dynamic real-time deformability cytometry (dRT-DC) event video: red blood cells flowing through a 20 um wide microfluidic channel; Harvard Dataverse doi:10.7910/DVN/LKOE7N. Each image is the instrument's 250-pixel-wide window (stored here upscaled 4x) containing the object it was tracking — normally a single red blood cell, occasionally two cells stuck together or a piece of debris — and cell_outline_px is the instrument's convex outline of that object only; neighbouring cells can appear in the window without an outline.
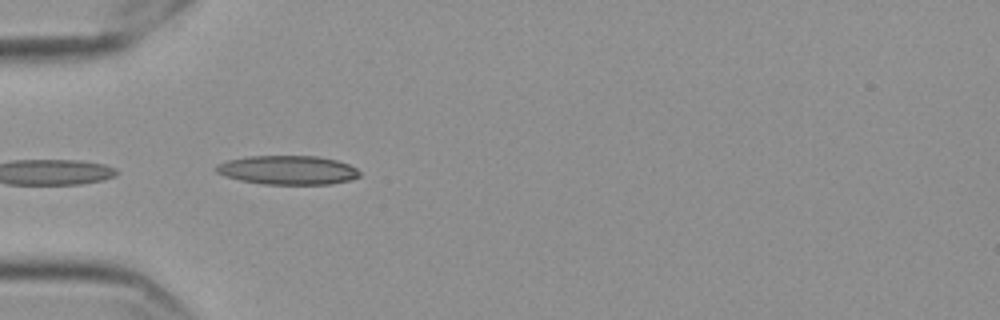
{"species": "Egyptian fruit bat (a non-hibernating species)", "species_latin": "Rousettus aegyptiacus", "temperature_condition": "cold", "stored_images_in_passage": 39, "camera_frame_rate_fps": 3000, "um_per_image_px": 0.085, "frame": {"image": 1, "passage_image": 1, "time_ms": 0.0, "image_size_px": [1000, 320], "cell_outline_px": [[360, 176], [348, 180], [332, 184], [264, 184], [240, 180], [224, 176], [216, 172], [212, 168], [216, 164], [228, 160], [248, 156], [316, 156], [336, 160], [348, 164], [356, 168], [360, 172]], "centroid_in_image_um": [24.41, 14.45], "position_along_channel_um": 60.6, "area_um2": 24.28}, "authors_computed_cell_mechanics": {"area_um2": 17.7446, "velocity_mm_per_s": 3.568, "shape_relaxation_time_tau1_ms": null, "shape_relaxation_time_tau2_ms": 3.4156, "deformation_change_tau1": null, "deformation_change_tau2": 0.1053}}